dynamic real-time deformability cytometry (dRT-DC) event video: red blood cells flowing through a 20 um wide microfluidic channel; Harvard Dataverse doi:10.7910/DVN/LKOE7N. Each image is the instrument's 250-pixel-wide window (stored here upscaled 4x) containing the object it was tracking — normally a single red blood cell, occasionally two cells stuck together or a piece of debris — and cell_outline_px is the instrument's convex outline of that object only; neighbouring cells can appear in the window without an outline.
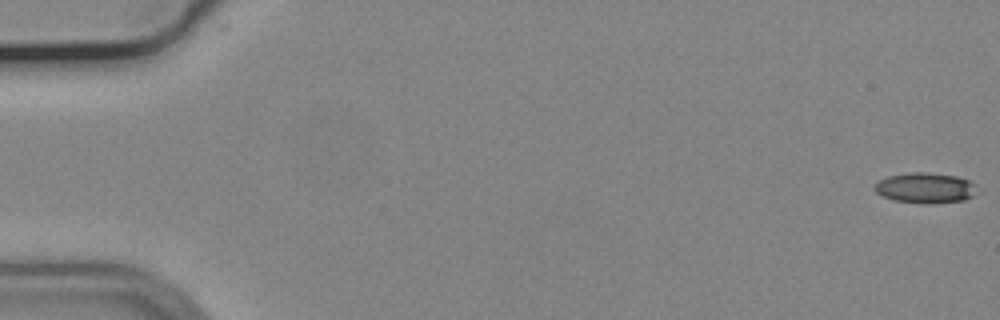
{"species": "common noctule bat (a hibernating species)", "species_latin": "Nyctalus noctula", "temperature_condition": "cold", "stored_images_in_passage": 37, "camera_frame_rate_fps": 3000, "um_per_image_px": 0.085, "animal": {"sex": "male", "body_mass_g": 19.2, "forearm_length_mm": 51.8}, "frame": {"image": 1, "passage_image": 1, "time_ms": 0.0, "image_size_px": [1000, 320], "cell_outline_px": [[972, 196], [964, 200], [932, 204], [920, 204], [896, 200], [884, 196], [876, 192], [872, 188], [880, 180], [888, 176], [912, 172], [924, 172], [960, 176], [968, 180], [972, 184]], "centroid_in_image_um": [78.6, 15.97], "position_along_channel_um": 6.4, "area_um2": 17.92}}
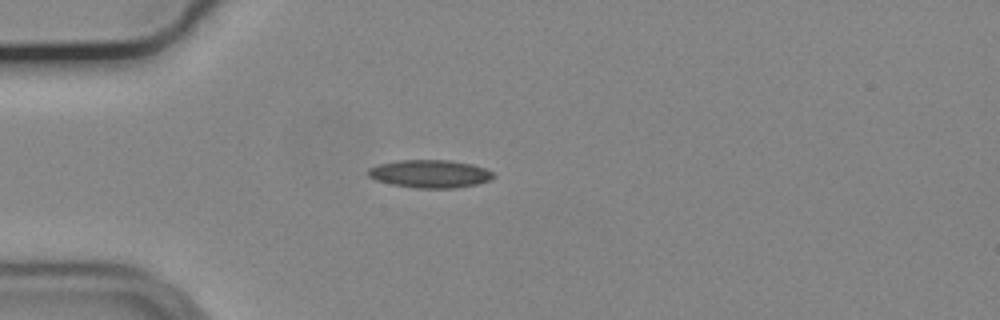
{"frame": {"image": 2, "passage_image": 16, "time_ms": 5.0, "image_size_px": [1000, 320], "cell_outline_px": [[496, 176], [492, 180], [476, 184], [456, 188], [416, 188], [392, 184], [376, 180], [368, 176], [368, 168], [380, 164], [396, 160], [448, 160], [472, 164], [484, 168], [492, 172]], "centroid_in_image_um": [36.56, 14.77], "position_along_channel_um": 48.4, "area_um2": 20.4}}
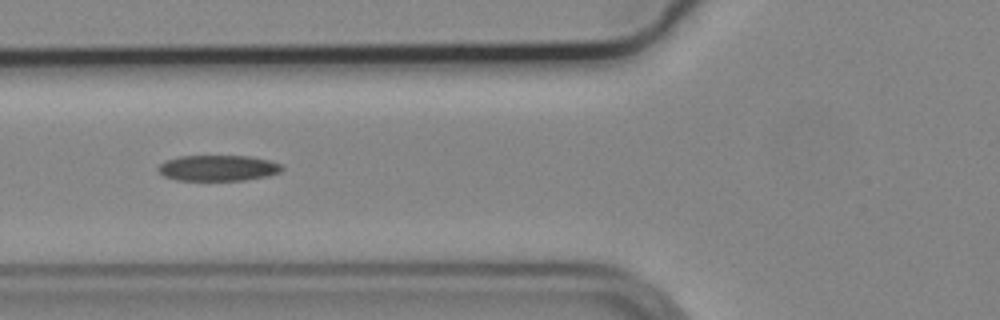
{"frame": {"image": 3, "passage_image": 22, "time_ms": 7.0, "image_size_px": [1000, 320], "cell_outline_px": [[284, 168], [280, 172], [264, 176], [244, 180], [176, 180], [164, 176], [156, 168], [164, 160], [180, 156], [252, 156], [268, 160], [280, 164]], "centroid_in_image_um": [18.49, 14.27], "position_along_channel_um": 107.3, "area_um2": 18.55}}